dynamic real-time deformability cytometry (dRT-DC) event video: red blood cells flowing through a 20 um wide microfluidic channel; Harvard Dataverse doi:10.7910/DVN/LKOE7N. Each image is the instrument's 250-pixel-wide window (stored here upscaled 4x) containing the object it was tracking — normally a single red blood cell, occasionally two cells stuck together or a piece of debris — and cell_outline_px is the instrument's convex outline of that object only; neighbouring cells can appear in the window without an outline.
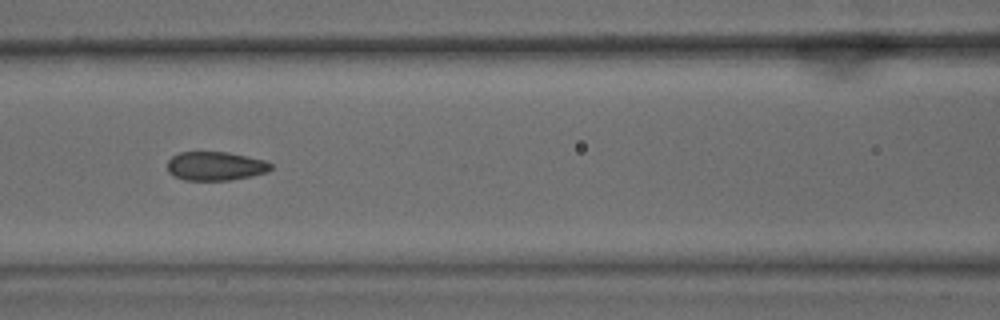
{"species": "common noctule bat (a hibernating species)", "species_latin": "Nyctalus noctula", "temperature_condition": "warm", "stored_images_in_passage": 22, "camera_frame_rate_fps": 3000, "um_per_image_px": 0.085, "animal": {"sex": "male", "body_mass_g": 15.6}, "frame": {"image": 1, "passage_image": 13, "time_ms": 4.0, "image_size_px": [1000, 320], "cell_outline_px": [[272, 168], [268, 172], [252, 176], [232, 180], [184, 180], [172, 176], [168, 172], [168, 160], [172, 156], [180, 152], [228, 152], [264, 160], [272, 164]], "centroid_in_image_um": [18.31, 14.12], "position_along_channel_um": 148.3, "area_um2": 17.51}}